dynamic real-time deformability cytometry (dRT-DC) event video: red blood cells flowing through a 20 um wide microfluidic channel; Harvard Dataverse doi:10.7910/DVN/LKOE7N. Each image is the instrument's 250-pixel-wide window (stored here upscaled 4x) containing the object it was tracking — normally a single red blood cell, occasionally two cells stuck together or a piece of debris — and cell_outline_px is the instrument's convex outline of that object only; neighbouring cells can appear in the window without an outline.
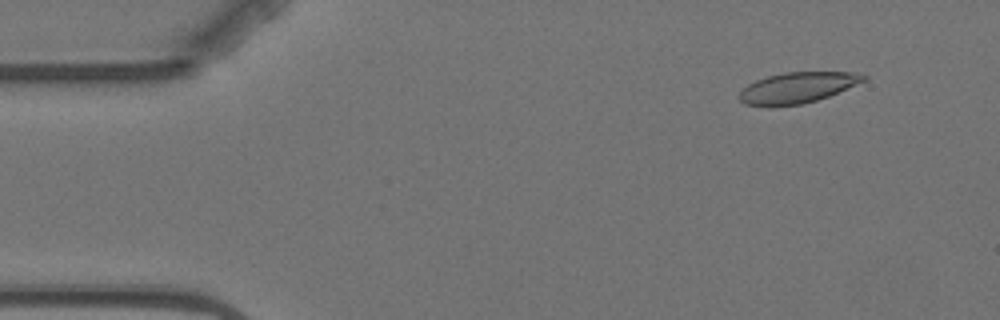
{"species": "Egyptian fruit bat (a non-hibernating species)", "species_latin": "Rousettus aegyptiacus", "temperature_condition": "warm", "stored_images_in_passage": 7, "camera_frame_rate_fps": 3000, "um_per_image_px": 0.085, "animal": {"sex": "female"}, "frame": {"image": 1, "passage_image": 2, "time_ms": 1.333, "image_size_px": [1000, 320], "cell_outline_px": [[868, 80], [828, 96], [804, 104], [768, 108], [744, 104], [740, 100], [740, 92], [748, 84], [756, 80], [768, 76], [784, 72], [852, 72], [868, 76]], "centroid_in_image_um": [67.77, 7.47], "position_along_channel_um": 17.2, "area_um2": 22.6}}
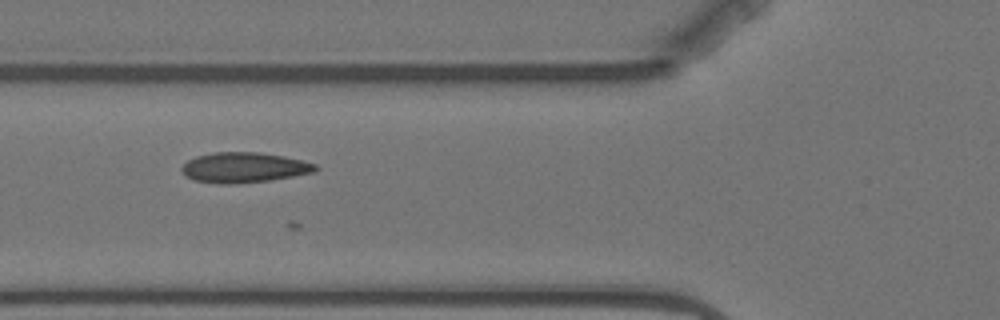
{"frame": {"image": 2, "passage_image": 6, "time_ms": 6.333, "image_size_px": [1000, 320], "cell_outline_px": [[320, 168], [316, 172], [268, 180], [228, 184], [220, 184], [196, 180], [188, 176], [180, 168], [188, 160], [196, 156], [212, 152], [260, 152], [284, 156], [316, 164]], "centroid_in_image_um": [20.77, 14.22], "position_along_channel_um": 105.0, "area_um2": 23.35}}